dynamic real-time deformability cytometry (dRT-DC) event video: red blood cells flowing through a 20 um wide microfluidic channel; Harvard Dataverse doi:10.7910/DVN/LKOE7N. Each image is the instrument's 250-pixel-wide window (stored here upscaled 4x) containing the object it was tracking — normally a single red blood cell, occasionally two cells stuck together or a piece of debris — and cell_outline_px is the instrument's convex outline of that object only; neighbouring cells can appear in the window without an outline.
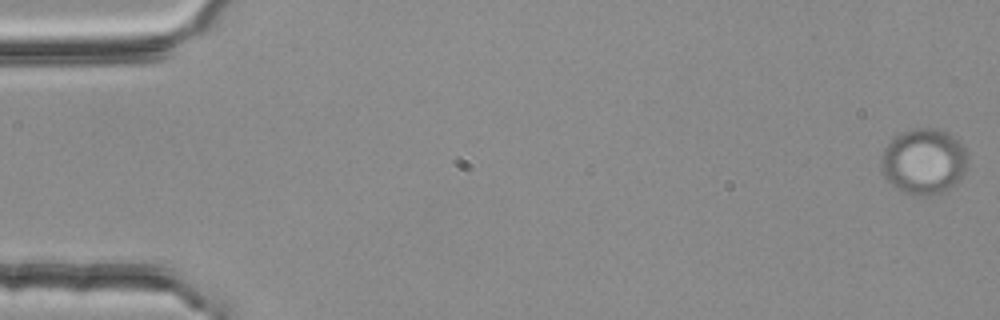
{"species": "common noctule bat (a hibernating species)", "species_latin": "Nyctalus noctula", "temperature_condition": "room temperature", "stored_images_in_passage": 55, "camera_frame_rate_fps": 3000, "um_per_image_px": 0.085, "animal": {"sex": "female", "body_mass_g": 25.1}, "frame": {"image": 1, "passage_image": 1, "time_ms": 0.0, "image_size_px": [1000, 320], "cell_outline_px": [[964, 172], [956, 184], [944, 192], [928, 196], [912, 196], [896, 188], [884, 176], [880, 164], [884, 148], [896, 136], [912, 128], [932, 128], [944, 132], [952, 136], [964, 148]], "centroid_in_image_um": [78.48, 13.76], "position_along_channel_um": 6.5, "area_um2": 32.66}}
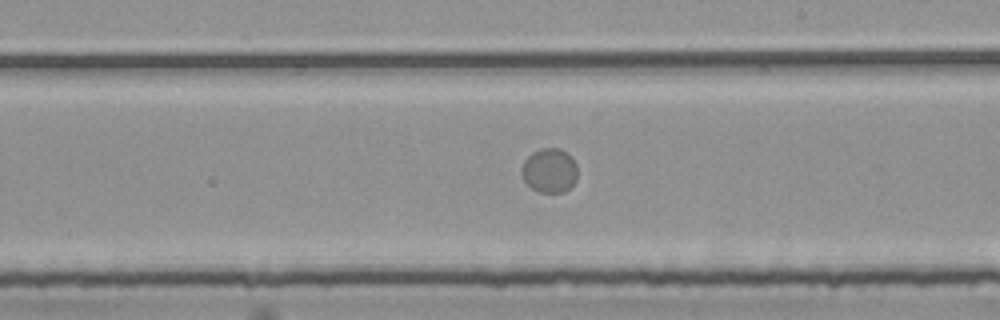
{"frame": {"image": 2, "passage_image": 32, "time_ms": 10.333, "image_size_px": [1000, 320], "cell_outline_px": [[576, 180], [564, 192], [540, 192], [532, 188], [524, 180], [520, 172], [524, 160], [532, 152], [540, 148], [560, 148], [568, 152], [572, 156], [576, 164]], "centroid_in_image_um": [46.7, 14.46], "position_along_channel_um": 242.3, "area_um2": 14.51}}
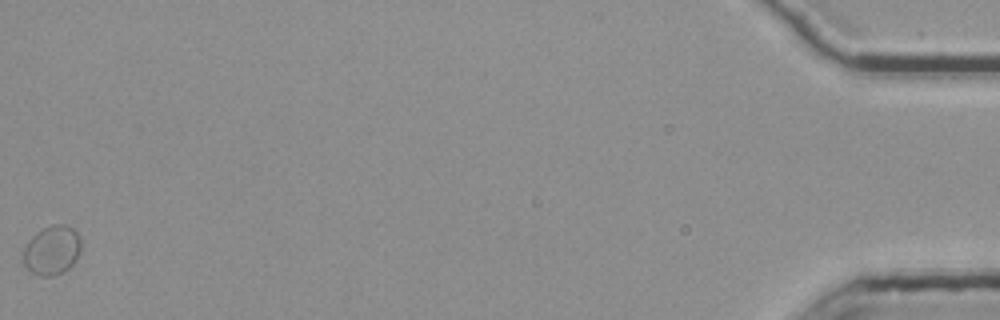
{"frame": {"image": 3, "passage_image": 55, "time_ms": 18.0, "image_size_px": [1000, 320], "cell_outline_px": [[80, 252], [76, 260], [68, 268], [52, 276], [40, 276], [32, 272], [24, 264], [24, 248], [28, 240], [36, 232], [52, 224], [64, 224], [72, 228], [80, 236]], "centroid_in_image_um": [4.42, 21.25], "position_along_channel_um": 430.8, "area_um2": 16.42}}